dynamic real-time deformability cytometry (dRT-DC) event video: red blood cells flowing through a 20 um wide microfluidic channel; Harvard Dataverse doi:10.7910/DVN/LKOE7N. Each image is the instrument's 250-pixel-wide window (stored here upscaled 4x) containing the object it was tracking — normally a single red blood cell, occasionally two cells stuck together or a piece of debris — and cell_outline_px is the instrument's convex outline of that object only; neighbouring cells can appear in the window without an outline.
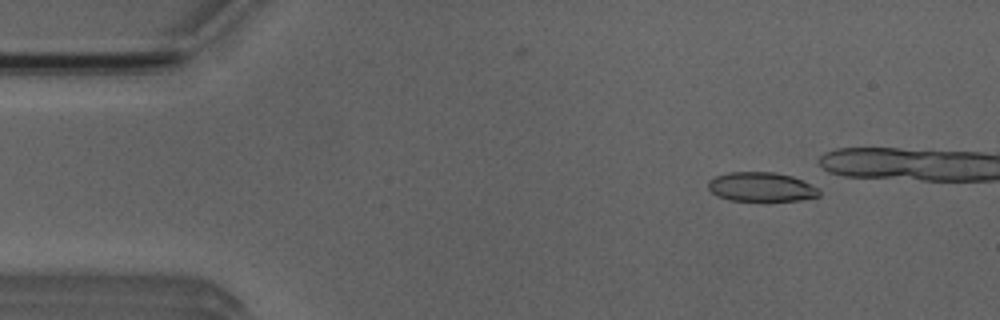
{"species": "Egyptian fruit bat (a non-hibernating species)", "species_latin": "Rousettus aegyptiacus", "temperature_condition": "room temperature", "stored_images_in_passage": 19, "camera_frame_rate_fps": 3000, "um_per_image_px": 0.085, "animal": {"sex": "male"}, "frame": {"image": 1, "passage_image": 7, "time_ms": 2.0, "image_size_px": [1000, 320], "cell_outline_px": [[820, 196], [800, 200], [728, 200], [716, 196], [708, 188], [708, 180], [716, 176], [728, 172], [772, 172], [792, 176], [804, 180], [816, 188], [820, 192]], "centroid_in_image_um": [64.68, 15.88], "position_along_channel_um": 20.3, "area_um2": 18.84}}